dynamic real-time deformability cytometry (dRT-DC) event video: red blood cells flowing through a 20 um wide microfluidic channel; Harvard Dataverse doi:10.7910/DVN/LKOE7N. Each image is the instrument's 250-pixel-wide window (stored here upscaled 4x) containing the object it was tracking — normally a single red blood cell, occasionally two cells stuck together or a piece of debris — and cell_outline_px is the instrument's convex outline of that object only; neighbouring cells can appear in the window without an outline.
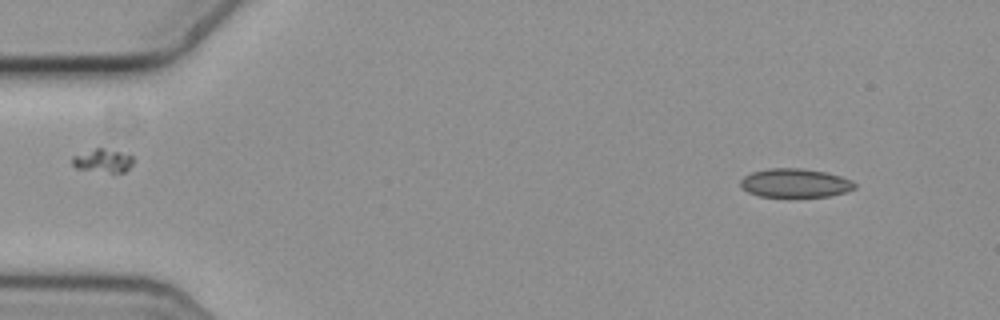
{"species": "common noctule bat (a hibernating species)", "species_latin": "Nyctalus noctula", "temperature_condition": "cold", "stored_images_in_passage": 8, "camera_frame_rate_fps": 3000, "um_per_image_px": 0.085, "animal": {"sex": "female", "body_mass_g": 19.3, "forearm_length_mm": 54.1}, "frame": {"image": 1, "passage_image": 5, "time_ms": 1.333, "image_size_px": [1000, 320], "cell_outline_px": [[856, 188], [844, 192], [828, 196], [760, 196], [748, 192], [740, 184], [740, 180], [744, 176], [752, 172], [768, 168], [800, 168], [824, 172], [840, 176], [852, 180], [856, 184]], "centroid_in_image_um": [67.58, 15.54], "position_along_channel_um": 17.4, "area_um2": 18.9}}